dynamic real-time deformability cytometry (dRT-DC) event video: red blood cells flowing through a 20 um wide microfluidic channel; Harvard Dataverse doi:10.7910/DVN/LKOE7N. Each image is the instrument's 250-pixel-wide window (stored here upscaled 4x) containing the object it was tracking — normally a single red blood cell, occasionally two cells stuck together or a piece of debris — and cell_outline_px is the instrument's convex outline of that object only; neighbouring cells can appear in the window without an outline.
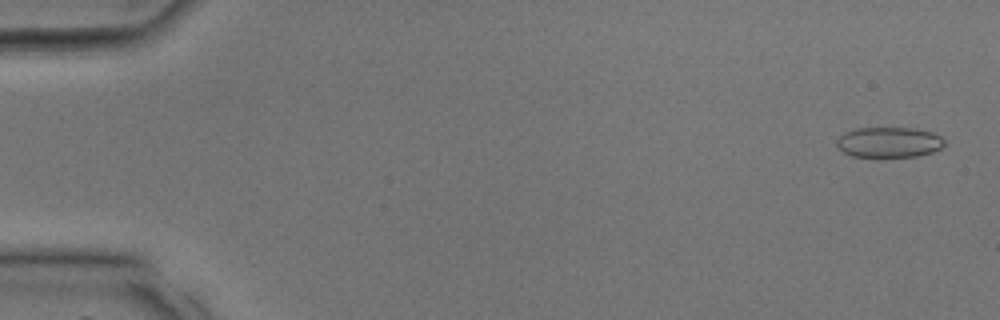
{"species": "common noctule bat (a hibernating species)", "species_latin": "Nyctalus noctula", "temperature_condition": "room temperature", "stored_images_in_passage": 36, "camera_frame_rate_fps": 3000, "um_per_image_px": 0.085, "animal": {"sex": "male", "body_mass_g": 17.9, "forearm_length_mm": 54.2}, "frame": {"image": 1, "passage_image": 2, "time_ms": 0.333, "image_size_px": [1000, 320], "cell_outline_px": [[944, 144], [940, 148], [932, 152], [916, 156], [852, 156], [836, 148], [836, 140], [844, 132], [856, 128], [912, 128], [932, 132], [940, 136], [944, 140]], "centroid_in_image_um": [75.53, 12.08], "position_along_channel_um": 9.5, "area_um2": 18.96}}
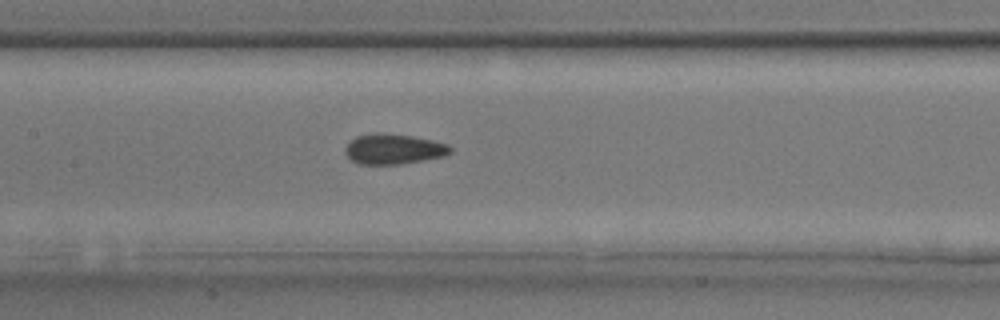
{"frame": {"image": 2, "passage_image": 18, "time_ms": 5.667, "image_size_px": [1000, 320], "cell_outline_px": [[452, 152], [444, 156], [400, 164], [360, 164], [352, 160], [344, 152], [344, 148], [356, 136], [376, 132], [380, 132], [412, 136], [432, 140], [448, 144], [452, 148]], "centroid_in_image_um": [33.46, 12.66], "position_along_channel_um": 173.9, "area_um2": 18.5}}
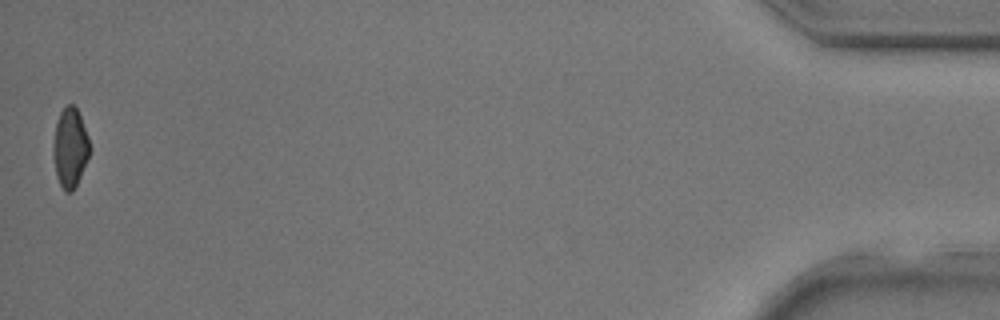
{"frame": {"image": 3, "passage_image": 36, "time_ms": 11.667, "image_size_px": [1000, 320], "cell_outline_px": [[92, 148], [80, 176], [72, 192], [64, 192], [56, 176], [52, 156], [52, 152], [56, 124], [60, 112], [68, 104], [72, 104], [76, 108], [80, 116], [88, 136]], "centroid_in_image_um": [5.95, 12.57], "position_along_channel_um": 429.2, "area_um2": 16.88}}